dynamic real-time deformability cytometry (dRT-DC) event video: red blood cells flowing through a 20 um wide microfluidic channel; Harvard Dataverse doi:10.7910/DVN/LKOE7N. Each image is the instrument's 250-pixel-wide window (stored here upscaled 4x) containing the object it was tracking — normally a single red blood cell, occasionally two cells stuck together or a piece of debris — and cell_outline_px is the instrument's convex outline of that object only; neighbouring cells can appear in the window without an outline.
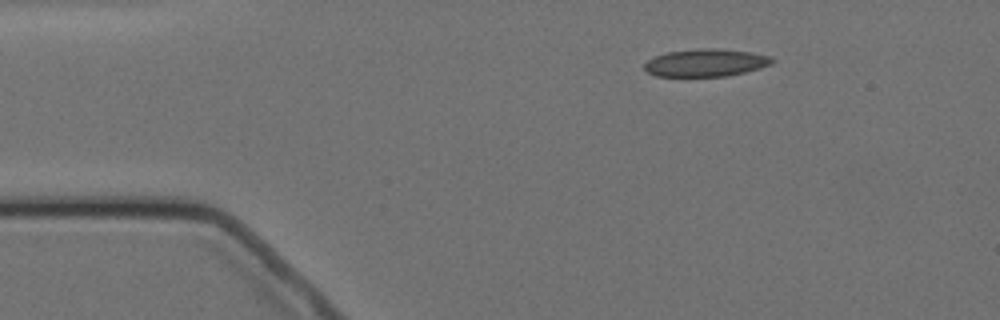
{"species": "Egyptian fruit bat (a non-hibernating species)", "species_latin": "Rousettus aegyptiacus", "temperature_condition": "cold", "stored_images_in_passage": 4, "camera_frame_rate_fps": 3000, "um_per_image_px": 0.085, "animal": {"sex": "female"}, "frame": {"image": 1, "passage_image": 2, "time_ms": 1.0, "image_size_px": [1000, 320], "cell_outline_px": [[776, 60], [772, 64], [760, 68], [728, 76], [656, 76], [648, 72], [644, 68], [644, 64], [648, 60], [656, 56], [668, 52], [696, 48], [720, 48], [752, 52], [772, 56]], "centroid_in_image_um": [60.05, 5.32], "position_along_channel_um": 25.0, "area_um2": 20.69}}
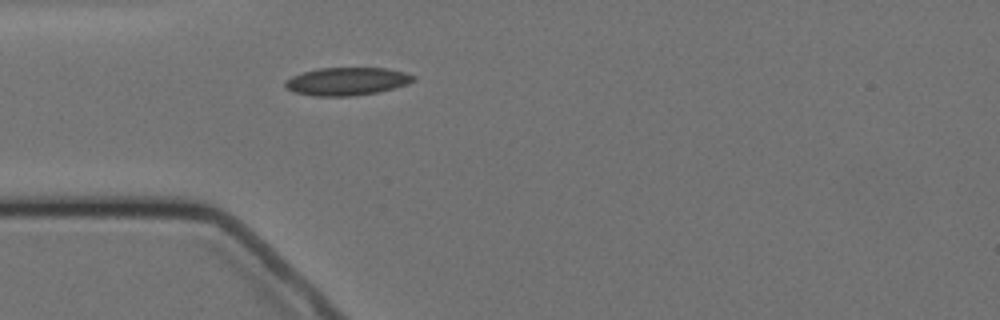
{"frame": {"image": 2, "passage_image": 4, "time_ms": 3.333, "image_size_px": [1000, 320], "cell_outline_px": [[416, 80], [408, 84], [376, 92], [356, 96], [312, 96], [296, 92], [284, 88], [284, 80], [292, 76], [304, 72], [320, 68], [388, 68], [404, 72], [416, 76]], "centroid_in_image_um": [29.48, 6.92], "position_along_channel_um": 55.5, "area_um2": 20.92}}